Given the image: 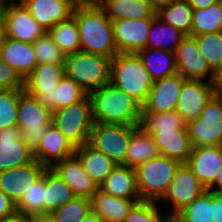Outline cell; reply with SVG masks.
Wrapping results in <instances>:
<instances>
[{"mask_svg": "<svg viewBox=\"0 0 222 222\" xmlns=\"http://www.w3.org/2000/svg\"><path fill=\"white\" fill-rule=\"evenodd\" d=\"M73 15L80 35L81 51L110 59L118 54L112 21L99 4H77Z\"/></svg>", "mask_w": 222, "mask_h": 222, "instance_id": "1", "label": "cell"}, {"mask_svg": "<svg viewBox=\"0 0 222 222\" xmlns=\"http://www.w3.org/2000/svg\"><path fill=\"white\" fill-rule=\"evenodd\" d=\"M93 121L98 124L139 125L142 105L111 83L103 85L90 95Z\"/></svg>", "mask_w": 222, "mask_h": 222, "instance_id": "2", "label": "cell"}, {"mask_svg": "<svg viewBox=\"0 0 222 222\" xmlns=\"http://www.w3.org/2000/svg\"><path fill=\"white\" fill-rule=\"evenodd\" d=\"M110 83L143 105L153 80L137 53H118L111 59Z\"/></svg>", "mask_w": 222, "mask_h": 222, "instance_id": "3", "label": "cell"}, {"mask_svg": "<svg viewBox=\"0 0 222 222\" xmlns=\"http://www.w3.org/2000/svg\"><path fill=\"white\" fill-rule=\"evenodd\" d=\"M110 64V58L79 51L65 55L64 74L78 83L87 95H90L93 91L110 83Z\"/></svg>", "mask_w": 222, "mask_h": 222, "instance_id": "4", "label": "cell"}, {"mask_svg": "<svg viewBox=\"0 0 222 222\" xmlns=\"http://www.w3.org/2000/svg\"><path fill=\"white\" fill-rule=\"evenodd\" d=\"M52 124L75 148L88 143L94 126L90 96L52 111Z\"/></svg>", "mask_w": 222, "mask_h": 222, "instance_id": "5", "label": "cell"}, {"mask_svg": "<svg viewBox=\"0 0 222 222\" xmlns=\"http://www.w3.org/2000/svg\"><path fill=\"white\" fill-rule=\"evenodd\" d=\"M180 162L164 155L150 159L136 170L137 186L142 201H157L166 193Z\"/></svg>", "mask_w": 222, "mask_h": 222, "instance_id": "6", "label": "cell"}, {"mask_svg": "<svg viewBox=\"0 0 222 222\" xmlns=\"http://www.w3.org/2000/svg\"><path fill=\"white\" fill-rule=\"evenodd\" d=\"M52 124V111L37 97L19 89L16 126L22 131L24 142L33 150Z\"/></svg>", "mask_w": 222, "mask_h": 222, "instance_id": "7", "label": "cell"}, {"mask_svg": "<svg viewBox=\"0 0 222 222\" xmlns=\"http://www.w3.org/2000/svg\"><path fill=\"white\" fill-rule=\"evenodd\" d=\"M139 125L98 124L90 132L88 144L112 159L124 164L131 134Z\"/></svg>", "mask_w": 222, "mask_h": 222, "instance_id": "8", "label": "cell"}, {"mask_svg": "<svg viewBox=\"0 0 222 222\" xmlns=\"http://www.w3.org/2000/svg\"><path fill=\"white\" fill-rule=\"evenodd\" d=\"M192 147L222 145L221 94L215 93L198 118L187 124Z\"/></svg>", "mask_w": 222, "mask_h": 222, "instance_id": "9", "label": "cell"}, {"mask_svg": "<svg viewBox=\"0 0 222 222\" xmlns=\"http://www.w3.org/2000/svg\"><path fill=\"white\" fill-rule=\"evenodd\" d=\"M47 168L38 160L0 172V190L17 204Z\"/></svg>", "mask_w": 222, "mask_h": 222, "instance_id": "10", "label": "cell"}, {"mask_svg": "<svg viewBox=\"0 0 222 222\" xmlns=\"http://www.w3.org/2000/svg\"><path fill=\"white\" fill-rule=\"evenodd\" d=\"M216 93L214 82L186 79L178 97L176 111L188 124L203 112L207 102Z\"/></svg>", "mask_w": 222, "mask_h": 222, "instance_id": "11", "label": "cell"}, {"mask_svg": "<svg viewBox=\"0 0 222 222\" xmlns=\"http://www.w3.org/2000/svg\"><path fill=\"white\" fill-rule=\"evenodd\" d=\"M154 18L123 19L112 22L114 43L118 53H137L146 48Z\"/></svg>", "mask_w": 222, "mask_h": 222, "instance_id": "12", "label": "cell"}, {"mask_svg": "<svg viewBox=\"0 0 222 222\" xmlns=\"http://www.w3.org/2000/svg\"><path fill=\"white\" fill-rule=\"evenodd\" d=\"M186 79L176 74L153 81L142 113H160L176 110L178 97Z\"/></svg>", "mask_w": 222, "mask_h": 222, "instance_id": "13", "label": "cell"}, {"mask_svg": "<svg viewBox=\"0 0 222 222\" xmlns=\"http://www.w3.org/2000/svg\"><path fill=\"white\" fill-rule=\"evenodd\" d=\"M64 75V65L37 64L24 80V90L52 111V92Z\"/></svg>", "mask_w": 222, "mask_h": 222, "instance_id": "14", "label": "cell"}, {"mask_svg": "<svg viewBox=\"0 0 222 222\" xmlns=\"http://www.w3.org/2000/svg\"><path fill=\"white\" fill-rule=\"evenodd\" d=\"M207 189L193 174L187 163H180L174 179L161 199L172 200L174 211H181Z\"/></svg>", "mask_w": 222, "mask_h": 222, "instance_id": "15", "label": "cell"}, {"mask_svg": "<svg viewBox=\"0 0 222 222\" xmlns=\"http://www.w3.org/2000/svg\"><path fill=\"white\" fill-rule=\"evenodd\" d=\"M199 52L196 39L187 35L174 52L178 73L185 79L203 80L211 72L209 81L214 82L216 73Z\"/></svg>", "mask_w": 222, "mask_h": 222, "instance_id": "16", "label": "cell"}, {"mask_svg": "<svg viewBox=\"0 0 222 222\" xmlns=\"http://www.w3.org/2000/svg\"><path fill=\"white\" fill-rule=\"evenodd\" d=\"M4 30L6 37L31 44L46 32L21 2L6 5Z\"/></svg>", "mask_w": 222, "mask_h": 222, "instance_id": "17", "label": "cell"}, {"mask_svg": "<svg viewBox=\"0 0 222 222\" xmlns=\"http://www.w3.org/2000/svg\"><path fill=\"white\" fill-rule=\"evenodd\" d=\"M33 150L24 142L17 126L0 129V172L34 160Z\"/></svg>", "mask_w": 222, "mask_h": 222, "instance_id": "18", "label": "cell"}, {"mask_svg": "<svg viewBox=\"0 0 222 222\" xmlns=\"http://www.w3.org/2000/svg\"><path fill=\"white\" fill-rule=\"evenodd\" d=\"M50 169L71 187L76 197L90 199L98 190L76 154L54 163Z\"/></svg>", "mask_w": 222, "mask_h": 222, "instance_id": "19", "label": "cell"}, {"mask_svg": "<svg viewBox=\"0 0 222 222\" xmlns=\"http://www.w3.org/2000/svg\"><path fill=\"white\" fill-rule=\"evenodd\" d=\"M20 2L46 32L73 15L77 5L74 0H20Z\"/></svg>", "mask_w": 222, "mask_h": 222, "instance_id": "20", "label": "cell"}, {"mask_svg": "<svg viewBox=\"0 0 222 222\" xmlns=\"http://www.w3.org/2000/svg\"><path fill=\"white\" fill-rule=\"evenodd\" d=\"M187 164L208 190L214 184L222 167V145L192 147Z\"/></svg>", "mask_w": 222, "mask_h": 222, "instance_id": "21", "label": "cell"}, {"mask_svg": "<svg viewBox=\"0 0 222 222\" xmlns=\"http://www.w3.org/2000/svg\"><path fill=\"white\" fill-rule=\"evenodd\" d=\"M75 150L76 148L51 124L33 149V156L46 168H51L54 163L74 155Z\"/></svg>", "mask_w": 222, "mask_h": 222, "instance_id": "22", "label": "cell"}, {"mask_svg": "<svg viewBox=\"0 0 222 222\" xmlns=\"http://www.w3.org/2000/svg\"><path fill=\"white\" fill-rule=\"evenodd\" d=\"M0 57L14 68L25 80L37 66V57L31 43L5 36L0 49Z\"/></svg>", "mask_w": 222, "mask_h": 222, "instance_id": "23", "label": "cell"}, {"mask_svg": "<svg viewBox=\"0 0 222 222\" xmlns=\"http://www.w3.org/2000/svg\"><path fill=\"white\" fill-rule=\"evenodd\" d=\"M141 199H123L97 190L90 198L91 211L104 222H124L133 207Z\"/></svg>", "mask_w": 222, "mask_h": 222, "instance_id": "24", "label": "cell"}, {"mask_svg": "<svg viewBox=\"0 0 222 222\" xmlns=\"http://www.w3.org/2000/svg\"><path fill=\"white\" fill-rule=\"evenodd\" d=\"M152 136L161 155L187 163L192 151L187 129H158Z\"/></svg>", "mask_w": 222, "mask_h": 222, "instance_id": "25", "label": "cell"}, {"mask_svg": "<svg viewBox=\"0 0 222 222\" xmlns=\"http://www.w3.org/2000/svg\"><path fill=\"white\" fill-rule=\"evenodd\" d=\"M98 189L113 197L140 199L136 170L124 164H117Z\"/></svg>", "mask_w": 222, "mask_h": 222, "instance_id": "26", "label": "cell"}, {"mask_svg": "<svg viewBox=\"0 0 222 222\" xmlns=\"http://www.w3.org/2000/svg\"><path fill=\"white\" fill-rule=\"evenodd\" d=\"M99 5L112 22L123 19L154 18L156 15L146 0H102Z\"/></svg>", "mask_w": 222, "mask_h": 222, "instance_id": "27", "label": "cell"}, {"mask_svg": "<svg viewBox=\"0 0 222 222\" xmlns=\"http://www.w3.org/2000/svg\"><path fill=\"white\" fill-rule=\"evenodd\" d=\"M158 155L160 151L153 136L139 126L130 136L124 165L136 169Z\"/></svg>", "mask_w": 222, "mask_h": 222, "instance_id": "28", "label": "cell"}, {"mask_svg": "<svg viewBox=\"0 0 222 222\" xmlns=\"http://www.w3.org/2000/svg\"><path fill=\"white\" fill-rule=\"evenodd\" d=\"M75 154L82 162L86 173L98 187L117 165L112 159L95 150L88 143L77 147Z\"/></svg>", "mask_w": 222, "mask_h": 222, "instance_id": "29", "label": "cell"}, {"mask_svg": "<svg viewBox=\"0 0 222 222\" xmlns=\"http://www.w3.org/2000/svg\"><path fill=\"white\" fill-rule=\"evenodd\" d=\"M137 54L142 59V62L146 70L150 73L153 81L178 72L174 52L169 50L144 48L139 50ZM154 55L157 56H155L157 59H153Z\"/></svg>", "mask_w": 222, "mask_h": 222, "instance_id": "30", "label": "cell"}, {"mask_svg": "<svg viewBox=\"0 0 222 222\" xmlns=\"http://www.w3.org/2000/svg\"><path fill=\"white\" fill-rule=\"evenodd\" d=\"M44 213H52L76 197L71 187L50 168L45 170Z\"/></svg>", "mask_w": 222, "mask_h": 222, "instance_id": "31", "label": "cell"}, {"mask_svg": "<svg viewBox=\"0 0 222 222\" xmlns=\"http://www.w3.org/2000/svg\"><path fill=\"white\" fill-rule=\"evenodd\" d=\"M216 32H222V0L193 10L191 36Z\"/></svg>", "mask_w": 222, "mask_h": 222, "instance_id": "32", "label": "cell"}, {"mask_svg": "<svg viewBox=\"0 0 222 222\" xmlns=\"http://www.w3.org/2000/svg\"><path fill=\"white\" fill-rule=\"evenodd\" d=\"M193 10L186 0H178L160 8L156 12V16L191 36Z\"/></svg>", "mask_w": 222, "mask_h": 222, "instance_id": "33", "label": "cell"}, {"mask_svg": "<svg viewBox=\"0 0 222 222\" xmlns=\"http://www.w3.org/2000/svg\"><path fill=\"white\" fill-rule=\"evenodd\" d=\"M48 33L65 55L81 51L80 35L74 15L57 23Z\"/></svg>", "mask_w": 222, "mask_h": 222, "instance_id": "34", "label": "cell"}, {"mask_svg": "<svg viewBox=\"0 0 222 222\" xmlns=\"http://www.w3.org/2000/svg\"><path fill=\"white\" fill-rule=\"evenodd\" d=\"M160 19L155 15L154 20L151 23L150 29H149V36L146 43V48L151 49H160V50H169L171 52H175L178 45L181 43V41L187 36L179 29L175 28L174 26L162 22L160 24ZM159 22V27H156L157 30H155V25ZM168 35V36H167ZM166 36L169 37L168 40L175 41V44L173 47L170 45L167 46L168 43L165 39ZM166 42V44H164Z\"/></svg>", "mask_w": 222, "mask_h": 222, "instance_id": "35", "label": "cell"}, {"mask_svg": "<svg viewBox=\"0 0 222 222\" xmlns=\"http://www.w3.org/2000/svg\"><path fill=\"white\" fill-rule=\"evenodd\" d=\"M139 126L150 135L158 129H187V124L176 110L142 113Z\"/></svg>", "mask_w": 222, "mask_h": 222, "instance_id": "36", "label": "cell"}, {"mask_svg": "<svg viewBox=\"0 0 222 222\" xmlns=\"http://www.w3.org/2000/svg\"><path fill=\"white\" fill-rule=\"evenodd\" d=\"M193 37L197 41L199 53L217 74L222 69V32L206 33Z\"/></svg>", "mask_w": 222, "mask_h": 222, "instance_id": "37", "label": "cell"}, {"mask_svg": "<svg viewBox=\"0 0 222 222\" xmlns=\"http://www.w3.org/2000/svg\"><path fill=\"white\" fill-rule=\"evenodd\" d=\"M87 94L73 79L64 75L52 92V111L83 100Z\"/></svg>", "mask_w": 222, "mask_h": 222, "instance_id": "38", "label": "cell"}, {"mask_svg": "<svg viewBox=\"0 0 222 222\" xmlns=\"http://www.w3.org/2000/svg\"><path fill=\"white\" fill-rule=\"evenodd\" d=\"M213 192L206 190L180 212L184 222H213Z\"/></svg>", "mask_w": 222, "mask_h": 222, "instance_id": "39", "label": "cell"}, {"mask_svg": "<svg viewBox=\"0 0 222 222\" xmlns=\"http://www.w3.org/2000/svg\"><path fill=\"white\" fill-rule=\"evenodd\" d=\"M45 171L42 177L34 183L23 198L16 204L17 211L33 216L44 213L45 200Z\"/></svg>", "mask_w": 222, "mask_h": 222, "instance_id": "40", "label": "cell"}, {"mask_svg": "<svg viewBox=\"0 0 222 222\" xmlns=\"http://www.w3.org/2000/svg\"><path fill=\"white\" fill-rule=\"evenodd\" d=\"M32 45L38 64L64 65L65 54L48 32L41 35Z\"/></svg>", "mask_w": 222, "mask_h": 222, "instance_id": "41", "label": "cell"}, {"mask_svg": "<svg viewBox=\"0 0 222 222\" xmlns=\"http://www.w3.org/2000/svg\"><path fill=\"white\" fill-rule=\"evenodd\" d=\"M90 211V199L74 197L51 214L56 222H81Z\"/></svg>", "mask_w": 222, "mask_h": 222, "instance_id": "42", "label": "cell"}, {"mask_svg": "<svg viewBox=\"0 0 222 222\" xmlns=\"http://www.w3.org/2000/svg\"><path fill=\"white\" fill-rule=\"evenodd\" d=\"M19 89H0V129L17 124Z\"/></svg>", "mask_w": 222, "mask_h": 222, "instance_id": "43", "label": "cell"}, {"mask_svg": "<svg viewBox=\"0 0 222 222\" xmlns=\"http://www.w3.org/2000/svg\"><path fill=\"white\" fill-rule=\"evenodd\" d=\"M124 222H162V215H159L153 201H141L133 207Z\"/></svg>", "mask_w": 222, "mask_h": 222, "instance_id": "44", "label": "cell"}, {"mask_svg": "<svg viewBox=\"0 0 222 222\" xmlns=\"http://www.w3.org/2000/svg\"><path fill=\"white\" fill-rule=\"evenodd\" d=\"M0 89H24V79L0 57Z\"/></svg>", "mask_w": 222, "mask_h": 222, "instance_id": "45", "label": "cell"}, {"mask_svg": "<svg viewBox=\"0 0 222 222\" xmlns=\"http://www.w3.org/2000/svg\"><path fill=\"white\" fill-rule=\"evenodd\" d=\"M17 211V205L0 190V220Z\"/></svg>", "mask_w": 222, "mask_h": 222, "instance_id": "46", "label": "cell"}, {"mask_svg": "<svg viewBox=\"0 0 222 222\" xmlns=\"http://www.w3.org/2000/svg\"><path fill=\"white\" fill-rule=\"evenodd\" d=\"M213 222H222V195L213 193Z\"/></svg>", "mask_w": 222, "mask_h": 222, "instance_id": "47", "label": "cell"}, {"mask_svg": "<svg viewBox=\"0 0 222 222\" xmlns=\"http://www.w3.org/2000/svg\"><path fill=\"white\" fill-rule=\"evenodd\" d=\"M32 216L16 211L10 216H6L0 222H30Z\"/></svg>", "mask_w": 222, "mask_h": 222, "instance_id": "48", "label": "cell"}, {"mask_svg": "<svg viewBox=\"0 0 222 222\" xmlns=\"http://www.w3.org/2000/svg\"><path fill=\"white\" fill-rule=\"evenodd\" d=\"M193 9H203L211 6L219 0H186Z\"/></svg>", "mask_w": 222, "mask_h": 222, "instance_id": "49", "label": "cell"}, {"mask_svg": "<svg viewBox=\"0 0 222 222\" xmlns=\"http://www.w3.org/2000/svg\"><path fill=\"white\" fill-rule=\"evenodd\" d=\"M150 7L157 12L160 8L164 7V6H168L169 4H171L172 2H176L178 0H146Z\"/></svg>", "mask_w": 222, "mask_h": 222, "instance_id": "50", "label": "cell"}, {"mask_svg": "<svg viewBox=\"0 0 222 222\" xmlns=\"http://www.w3.org/2000/svg\"><path fill=\"white\" fill-rule=\"evenodd\" d=\"M30 222H56L51 213H41L33 215Z\"/></svg>", "mask_w": 222, "mask_h": 222, "instance_id": "51", "label": "cell"}, {"mask_svg": "<svg viewBox=\"0 0 222 222\" xmlns=\"http://www.w3.org/2000/svg\"><path fill=\"white\" fill-rule=\"evenodd\" d=\"M162 216V222H184L183 215L180 211H174V214L164 217Z\"/></svg>", "mask_w": 222, "mask_h": 222, "instance_id": "52", "label": "cell"}, {"mask_svg": "<svg viewBox=\"0 0 222 222\" xmlns=\"http://www.w3.org/2000/svg\"><path fill=\"white\" fill-rule=\"evenodd\" d=\"M216 184L219 185L218 187L220 189L218 188L216 190H212L213 186L216 185ZM208 190H210L213 193L222 195V167H221V169L219 170V172L216 176V180H215L214 184Z\"/></svg>", "mask_w": 222, "mask_h": 222, "instance_id": "53", "label": "cell"}, {"mask_svg": "<svg viewBox=\"0 0 222 222\" xmlns=\"http://www.w3.org/2000/svg\"><path fill=\"white\" fill-rule=\"evenodd\" d=\"M214 85L216 92L222 94V69L216 74Z\"/></svg>", "mask_w": 222, "mask_h": 222, "instance_id": "54", "label": "cell"}, {"mask_svg": "<svg viewBox=\"0 0 222 222\" xmlns=\"http://www.w3.org/2000/svg\"><path fill=\"white\" fill-rule=\"evenodd\" d=\"M81 222H104L94 212L90 211Z\"/></svg>", "mask_w": 222, "mask_h": 222, "instance_id": "55", "label": "cell"}, {"mask_svg": "<svg viewBox=\"0 0 222 222\" xmlns=\"http://www.w3.org/2000/svg\"><path fill=\"white\" fill-rule=\"evenodd\" d=\"M6 5V2H0V30H4V15Z\"/></svg>", "mask_w": 222, "mask_h": 222, "instance_id": "56", "label": "cell"}, {"mask_svg": "<svg viewBox=\"0 0 222 222\" xmlns=\"http://www.w3.org/2000/svg\"><path fill=\"white\" fill-rule=\"evenodd\" d=\"M77 4H99L102 0H74Z\"/></svg>", "mask_w": 222, "mask_h": 222, "instance_id": "57", "label": "cell"}, {"mask_svg": "<svg viewBox=\"0 0 222 222\" xmlns=\"http://www.w3.org/2000/svg\"><path fill=\"white\" fill-rule=\"evenodd\" d=\"M4 38H5V30H0V49L3 44Z\"/></svg>", "mask_w": 222, "mask_h": 222, "instance_id": "58", "label": "cell"}, {"mask_svg": "<svg viewBox=\"0 0 222 222\" xmlns=\"http://www.w3.org/2000/svg\"><path fill=\"white\" fill-rule=\"evenodd\" d=\"M221 110H222V94H221Z\"/></svg>", "mask_w": 222, "mask_h": 222, "instance_id": "59", "label": "cell"}]
</instances>
